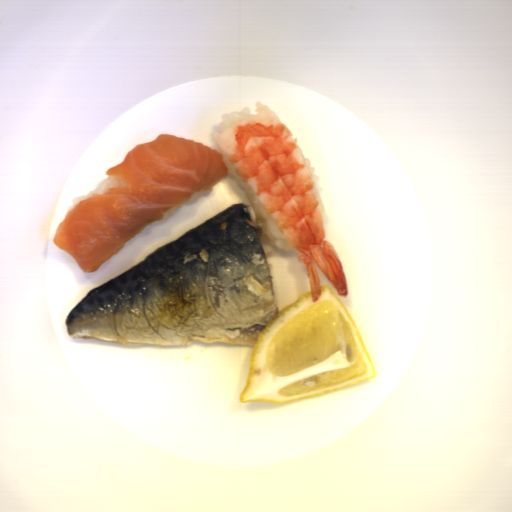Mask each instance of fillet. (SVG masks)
Wrapping results in <instances>:
<instances>
[{"mask_svg": "<svg viewBox=\"0 0 512 512\" xmlns=\"http://www.w3.org/2000/svg\"><path fill=\"white\" fill-rule=\"evenodd\" d=\"M216 149L171 134L136 145L107 170L106 191L72 207L53 243L83 272L99 269L164 213L228 177Z\"/></svg>", "mask_w": 512, "mask_h": 512, "instance_id": "1", "label": "fillet"}]
</instances>
